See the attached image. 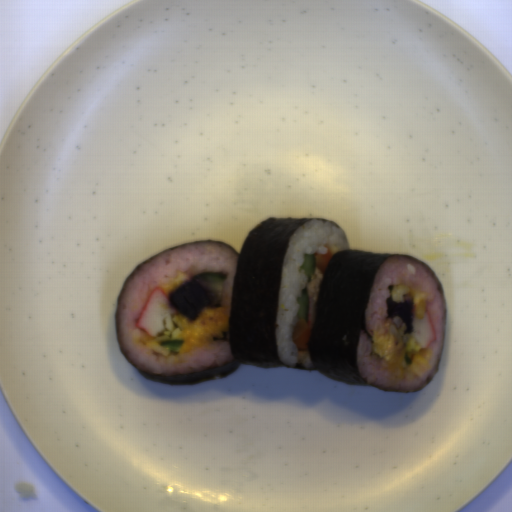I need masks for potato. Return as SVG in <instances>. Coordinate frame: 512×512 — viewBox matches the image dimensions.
<instances>
[{
  "instance_id": "1",
  "label": "potato",
  "mask_w": 512,
  "mask_h": 512,
  "mask_svg": "<svg viewBox=\"0 0 512 512\" xmlns=\"http://www.w3.org/2000/svg\"><path fill=\"white\" fill-rule=\"evenodd\" d=\"M216 299L211 286L198 279L182 282L170 294L169 304L177 315H184L190 322L198 319L203 307L210 306Z\"/></svg>"
},
{
  "instance_id": "2",
  "label": "potato",
  "mask_w": 512,
  "mask_h": 512,
  "mask_svg": "<svg viewBox=\"0 0 512 512\" xmlns=\"http://www.w3.org/2000/svg\"><path fill=\"white\" fill-rule=\"evenodd\" d=\"M388 290L389 297L386 301L387 318L399 317L406 325L403 333L411 334L414 332V301L395 302L392 296L395 285L388 286Z\"/></svg>"
}]
</instances>
